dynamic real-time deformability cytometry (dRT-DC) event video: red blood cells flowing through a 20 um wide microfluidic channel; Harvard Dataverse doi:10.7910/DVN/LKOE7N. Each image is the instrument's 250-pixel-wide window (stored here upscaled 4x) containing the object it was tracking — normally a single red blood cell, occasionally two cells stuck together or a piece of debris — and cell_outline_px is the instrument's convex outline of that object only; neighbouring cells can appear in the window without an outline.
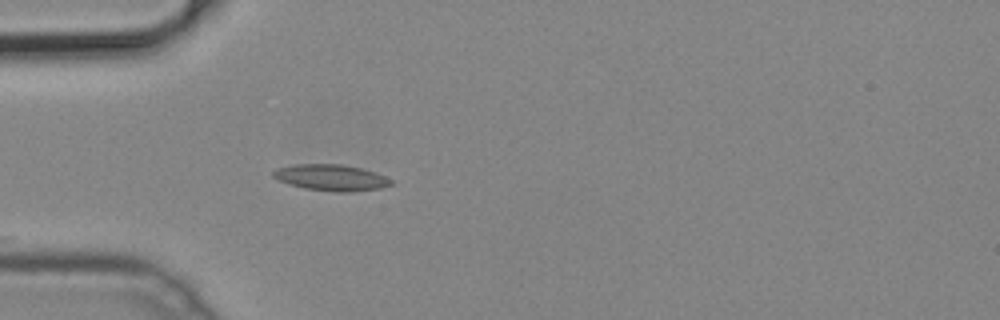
{"species": "common noctule bat (a hibernating species)", "species_latin": "Nyctalus noctula", "temperature_condition": "cold", "stored_images_in_passage": 12, "camera_frame_rate_fps": 3000, "um_per_image_px": 0.085, "animal": {"sex": "male", "body_mass_g": 19.2, "forearm_length_mm": 51.8}, "frame": {"image": 1, "passage_image": 1, "time_ms": 0.0, "image_size_px": [1000, 320], "cell_outline_px": [[392, 184], [380, 188], [348, 192], [336, 192], [304, 188], [288, 184], [272, 176], [272, 172], [276, 168], [296, 164], [340, 164], [360, 168], [384, 176], [392, 180]], "centroid_in_image_um": [28.1, 15.09], "position_along_channel_um": 56.9, "area_um2": 17.8}}
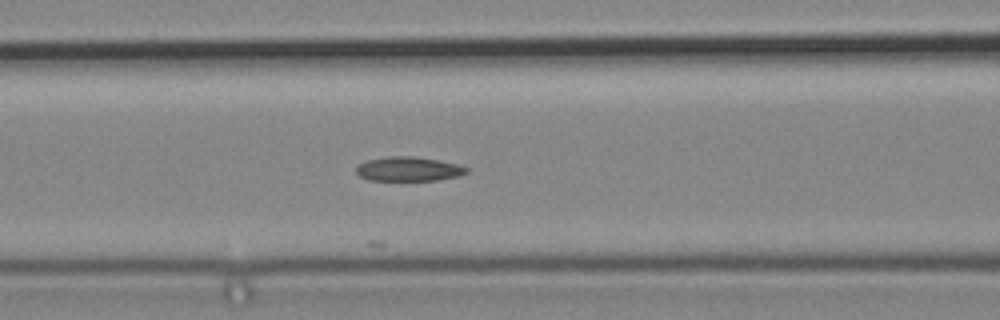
{"frame": {"image": 2, "passage_image": 7, "time_ms": 2.0, "image_size_px": [1000, 320], "cell_outline_px": [[468, 172], [460, 176], [436, 180], [368, 180], [360, 176], [356, 172], [356, 164], [368, 160], [388, 156], [416, 156], [456, 164], [468, 168]], "centroid_in_image_um": [34.7, 14.36], "position_along_channel_um": 131.9, "area_um2": 15.61}}
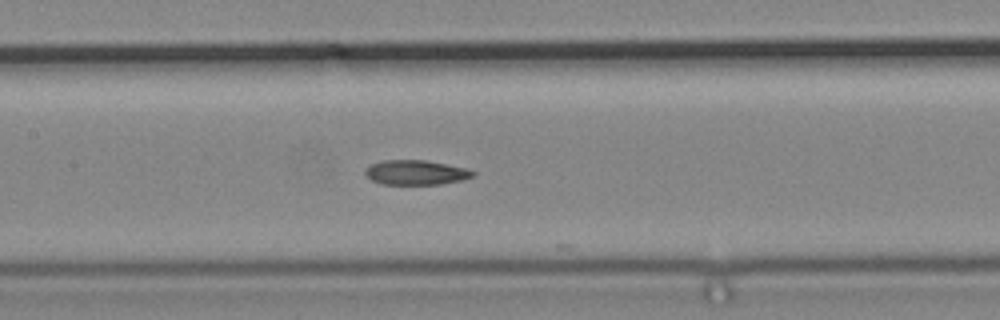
{"frame": {"image": 3, "passage_image": 10, "time_ms": 3.0, "image_size_px": [1000, 320], "cell_outline_px": [[476, 172], [472, 176], [464, 180], [440, 184], [384, 184], [372, 180], [364, 172], [372, 164], [384, 160], [424, 160], [468, 168]], "centroid_in_image_um": [35.4, 14.66], "position_along_channel_um": 172.0, "area_um2": 15.32}}